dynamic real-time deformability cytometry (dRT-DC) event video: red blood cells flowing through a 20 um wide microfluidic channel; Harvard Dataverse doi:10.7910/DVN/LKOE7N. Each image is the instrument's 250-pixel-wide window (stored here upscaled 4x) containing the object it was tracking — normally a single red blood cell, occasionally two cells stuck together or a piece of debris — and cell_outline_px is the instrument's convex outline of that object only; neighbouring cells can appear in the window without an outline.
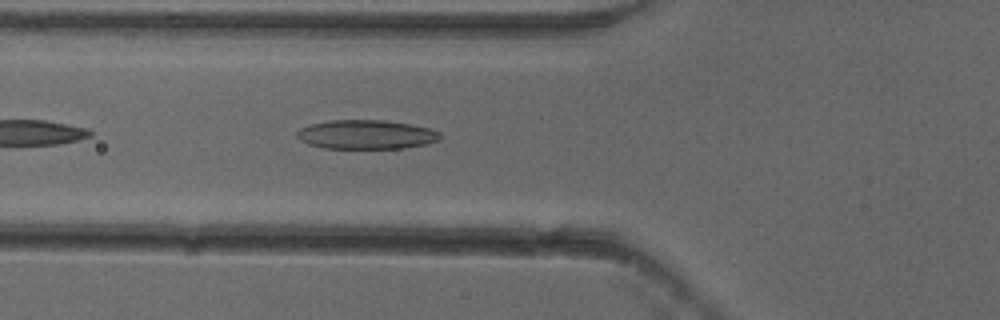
{"species": "common noctule bat (a hibernating species)", "species_latin": "Nyctalus noctula", "temperature_condition": "cold", "stored_images_in_passage": 36, "camera_frame_rate_fps": 3000, "um_per_image_px": 0.085, "animal": {"sex": "female"}, "frame": {"image": 1, "passage_image": 5, "time_ms": 1.333, "image_size_px": [1000, 320], "cell_outline_px": [[440, 140], [428, 144], [404, 148], [324, 148], [308, 144], [300, 140], [296, 136], [296, 132], [300, 128], [312, 124], [332, 120], [384, 120], [408, 124], [428, 128], [440, 132]], "centroid_in_image_um": [31.13, 11.44], "position_along_channel_um": 94.7, "area_um2": 24.22}}
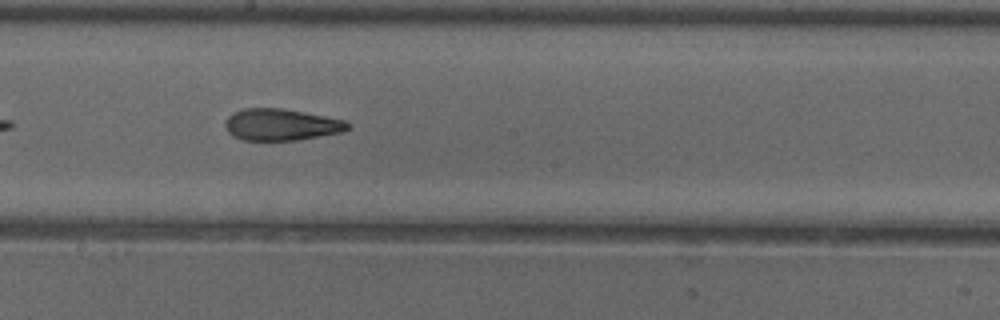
{"frame": {"image": 2, "passage_image": 15, "time_ms": 4.667, "image_size_px": [1000, 320], "cell_outline_px": [[352, 124], [348, 128], [340, 132], [300, 140], [240, 140], [232, 136], [228, 132], [224, 124], [228, 116], [232, 112], [244, 108], [284, 108], [344, 120]], "centroid_in_image_um": [23.86, 10.59], "position_along_channel_um": 224.3, "area_um2": 22.72}}
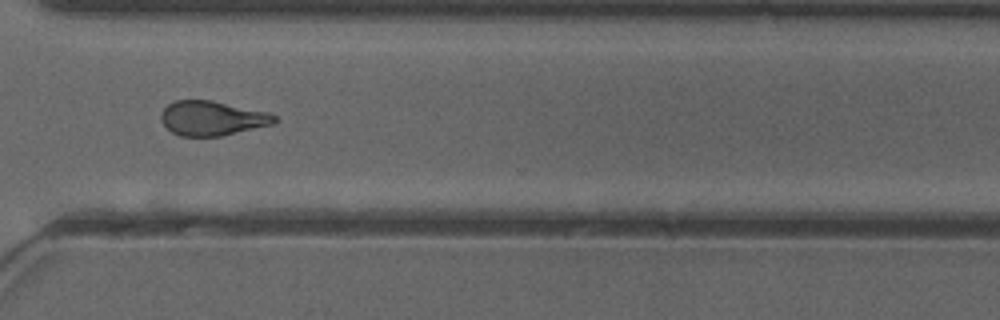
{"frame": {"image": 3, "passage_image": 25, "time_ms": 8.0, "image_size_px": [1000, 320], "cell_outline_px": [[280, 120], [272, 124], [220, 136], [180, 136], [172, 132], [160, 120], [160, 116], [164, 108], [168, 104], [176, 100], [212, 100], [268, 112], [276, 116]], "centroid_in_image_um": [18.03, 10.04], "position_along_channel_um": 352.6, "area_um2": 22.77}, "authors_computed_cell_mechanics": {"area_um2": 23.4379, "velocity_mm_per_s": 3.8565, "shape_relaxation_time_tau1_ms": 8.2403, "shape_relaxation_time_tau2_ms": 3.1575, "deformation_change_tau1": 0.1988, "deformation_change_tau2": 0.1204}}